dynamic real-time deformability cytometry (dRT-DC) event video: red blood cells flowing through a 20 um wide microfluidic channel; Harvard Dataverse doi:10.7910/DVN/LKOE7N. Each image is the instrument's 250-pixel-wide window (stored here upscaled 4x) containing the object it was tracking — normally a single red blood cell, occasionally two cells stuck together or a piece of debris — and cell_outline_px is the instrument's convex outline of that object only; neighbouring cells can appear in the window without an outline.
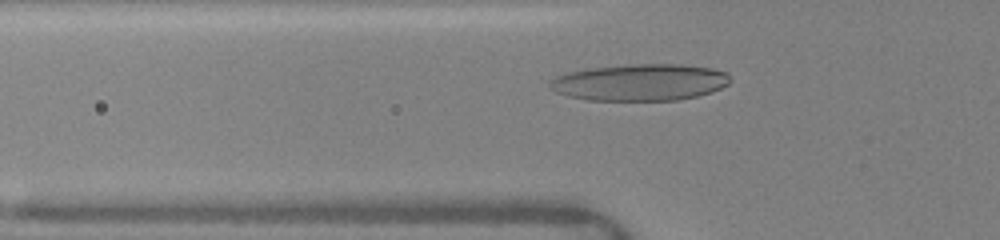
{"species": "human", "species_latin": "Homo sapiens", "temperature_condition": "warm", "stored_images_in_passage": 72, "camera_frame_rate_fps": 3000, "um_per_image_px": 0.085, "donor": {"sex": "female"}, "frame": {"image": 1, "passage_image": 11, "time_ms": 3.333, "image_size_px": [1000, 240], "cell_outline_px": [[732, 80], [728, 84], [712, 92], [696, 96], [676, 100], [588, 100], [568, 96], [556, 92], [548, 84], [548, 80], [556, 76], [568, 72], [588, 68], [632, 64], [676, 64], [712, 68], [728, 72]], "centroid_in_image_um": [54.4, 6.99], "position_along_channel_um": 71.4, "area_um2": 38.73}}
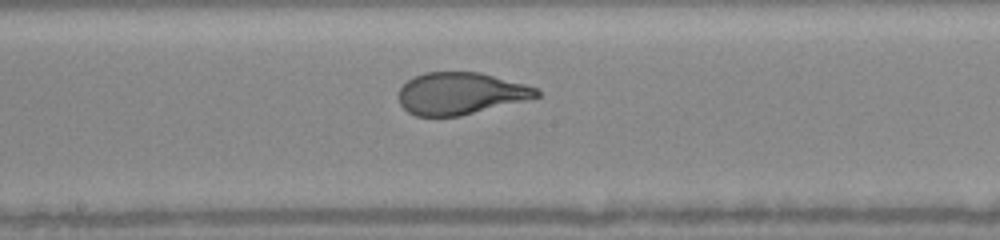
{"frame": {"image": 2, "passage_image": 29, "time_ms": 6.667, "image_size_px": [1000, 240], "cell_outline_px": [[540, 96], [460, 116], [416, 116], [408, 112], [400, 104], [400, 88], [408, 80], [424, 72], [480, 72], [524, 84], [536, 88], [540, 92]], "centroid_in_image_um": [39.12, 7.94], "position_along_channel_um": 209.1, "area_um2": 33.35}}
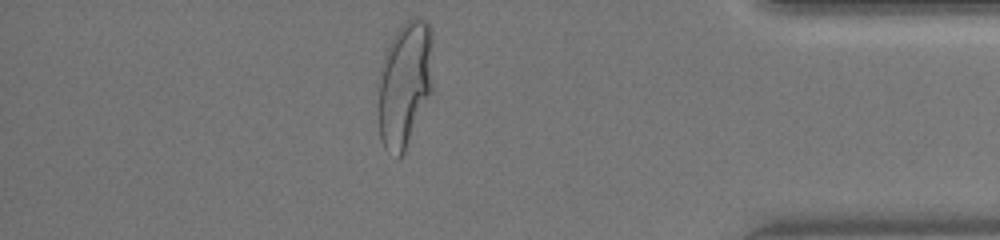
{"frame": {"image": 3, "passage_image": 59, "time_ms": 12.0, "image_size_px": [1000, 240], "cell_outline_px": [[432, 92], [404, 152], [400, 156], [396, 156], [384, 148], [380, 140], [380, 76], [384, 56], [392, 36], [412, 16], [416, 16], [424, 20], [428, 24], [432, 32]], "centroid_in_image_um": [34.44, 7.11], "position_along_channel_um": 400.8, "area_um2": 39.71}, "authors_computed_cell_mechanics": {"area_um2": 35.258, "velocity_mm_per_s": 4.1255, "shape_relaxation_time_tau1_ms": 4.5692, "shape_relaxation_time_tau2_ms": null, "deformation_change_tau1": 0.2389, "deformation_change_tau2": null}}